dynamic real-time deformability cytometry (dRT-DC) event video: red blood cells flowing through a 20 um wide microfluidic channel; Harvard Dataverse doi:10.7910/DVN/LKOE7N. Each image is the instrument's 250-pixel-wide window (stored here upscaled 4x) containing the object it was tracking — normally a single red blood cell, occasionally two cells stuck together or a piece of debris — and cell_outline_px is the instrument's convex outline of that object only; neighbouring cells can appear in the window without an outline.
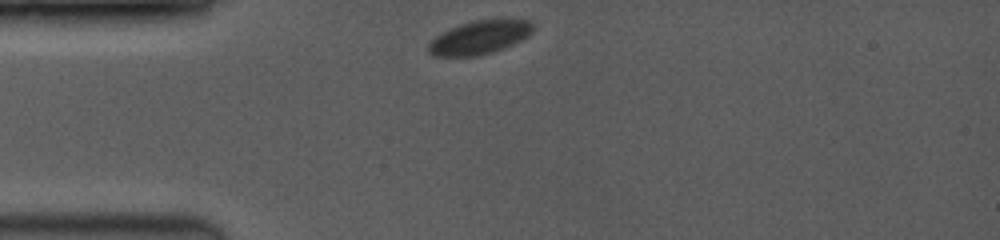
{"species": "common noctule bat (a hibernating species)", "species_latin": "Nyctalus noctula", "temperature_condition": "room temperature", "stored_images_in_passage": 4, "camera_frame_rate_fps": 3500, "um_per_image_px": 0.085, "animal": {"sex": "female", "body_mass_g": 19.0, "forearm_length_mm": 53.3}, "frame": {"image": 1, "passage_image": 1, "time_ms": 0.0, "image_size_px": [1000, 240], "cell_outline_px": [[536, 24], [532, 32], [520, 40], [492, 52], [472, 56], [432, 56], [428, 52], [428, 44], [440, 32], [460, 24], [472, 20], [500, 16], [504, 16], [532, 20]], "centroid_in_image_um": [40.82, 3.1], "position_along_channel_um": 44.2, "area_um2": 21.15}}
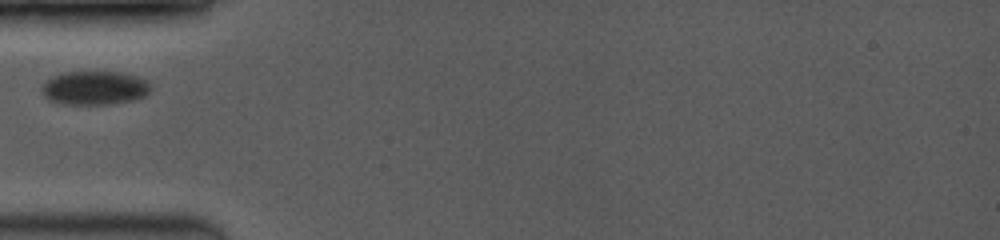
{"frame": {"image": 2, "passage_image": 3, "time_ms": 1.429, "image_size_px": [1000, 240], "cell_outline_px": [[152, 88], [144, 96], [132, 100], [112, 104], [64, 104], [48, 100], [44, 96], [40, 88], [44, 80], [60, 72], [120, 72], [136, 76], [148, 80]], "centroid_in_image_um": [8.0, 7.47], "position_along_channel_um": 77.0, "area_um2": 21.73}}